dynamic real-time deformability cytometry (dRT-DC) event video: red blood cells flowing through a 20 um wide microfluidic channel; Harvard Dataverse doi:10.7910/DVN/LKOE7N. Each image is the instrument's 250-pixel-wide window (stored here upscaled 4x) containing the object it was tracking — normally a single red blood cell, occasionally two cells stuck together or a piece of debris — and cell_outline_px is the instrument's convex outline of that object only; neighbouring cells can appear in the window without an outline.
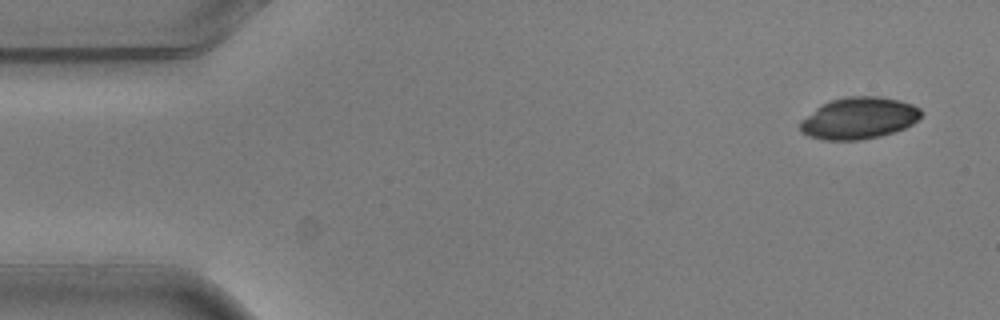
{"species": "common noctule bat (a hibernating species)", "species_latin": "Nyctalus noctula", "temperature_condition": "warm", "stored_images_in_passage": 7, "camera_frame_rate_fps": 3000, "um_per_image_px": 0.085, "animal": {"sex": "male", "body_mass_g": 20.5, "forearm_length_mm": 52.5}, "frame": {"image": 1, "passage_image": 1, "time_ms": 0.0, "image_size_px": [1000, 320], "cell_outline_px": [[920, 116], [912, 124], [904, 128], [880, 136], [860, 140], [824, 140], [808, 136], [800, 132], [800, 120], [816, 108], [832, 100], [844, 96], [880, 96], [900, 100], [912, 104], [920, 108]], "centroid_in_image_um": [72.98, 10.04], "position_along_channel_um": 12.0, "area_um2": 29.36}}
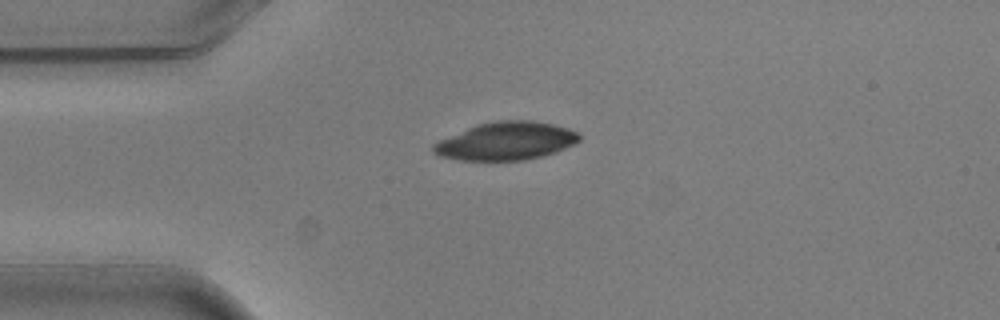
{"frame": {"image": 2, "passage_image": 3, "time_ms": 0.667, "image_size_px": [1000, 320], "cell_outline_px": [[580, 140], [576, 144], [556, 152], [544, 156], [524, 160], [460, 160], [440, 156], [432, 152], [432, 144], [440, 140], [468, 128], [480, 124], [500, 120], [532, 120], [552, 124], [568, 128], [576, 132], [580, 136]], "centroid_in_image_um": [43.05, 12.0], "position_along_channel_um": 42.0, "area_um2": 32.19}}